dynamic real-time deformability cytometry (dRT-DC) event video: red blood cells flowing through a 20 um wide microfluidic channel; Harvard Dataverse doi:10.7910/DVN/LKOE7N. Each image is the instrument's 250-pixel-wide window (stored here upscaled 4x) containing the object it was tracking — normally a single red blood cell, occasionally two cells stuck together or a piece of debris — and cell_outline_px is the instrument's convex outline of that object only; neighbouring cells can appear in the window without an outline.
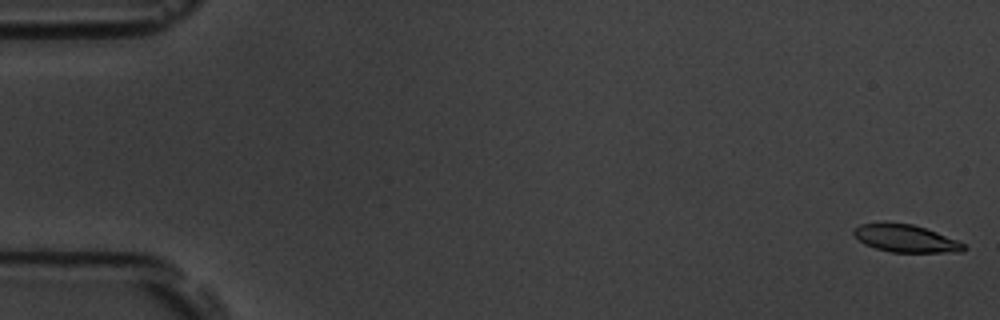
{"species": "common noctule bat (a hibernating species)", "species_latin": "Nyctalus noctula", "temperature_condition": "room temperature", "stored_images_in_passage": 7, "camera_frame_rate_fps": 3000, "um_per_image_px": 0.085, "animal": {"sex": "male", "body_mass_g": 19.5, "forearm_length_mm": 54.6}, "frame": {"image": 1, "passage_image": 1, "time_ms": 0.0, "image_size_px": [1000, 320], "cell_outline_px": [[968, 248], [964, 252], [892, 252], [876, 248], [864, 244], [852, 232], [860, 224], [884, 220], [912, 224], [936, 232], [956, 240], [964, 244]], "centroid_in_image_um": [76.96, 20.24], "position_along_channel_um": 8.0, "area_um2": 17.86}}
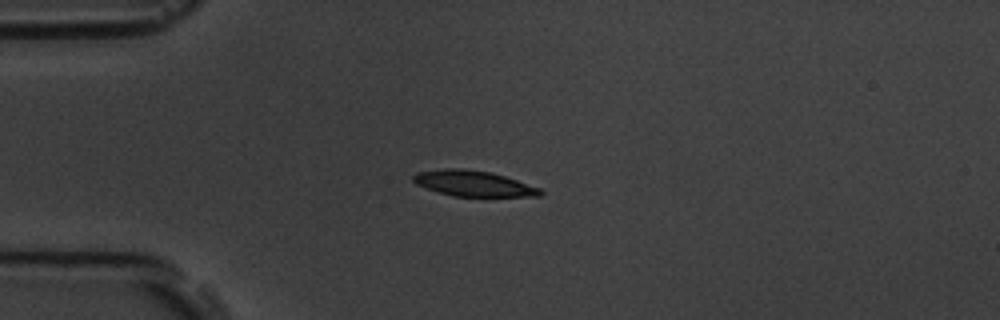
{"frame": {"image": 2, "passage_image": 5, "time_ms": 4.667, "image_size_px": [1000, 320], "cell_outline_px": [[544, 192], [540, 196], [452, 196], [416, 184], [412, 180], [412, 176], [416, 172], [444, 168], [464, 168], [492, 172], [540, 188]], "centroid_in_image_um": [40.22, 15.58], "position_along_channel_um": 44.8, "area_um2": 18.9}}
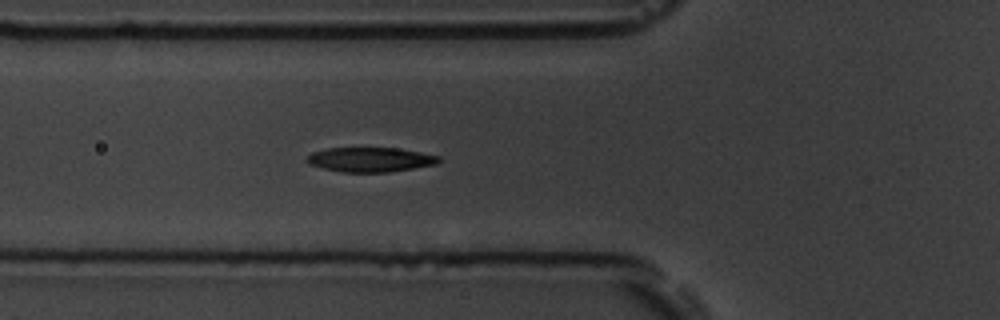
{"frame": {"image": 3, "passage_image": 7, "time_ms": 6.667, "image_size_px": [1000, 320], "cell_outline_px": [[440, 160], [436, 164], [388, 172], [340, 172], [308, 164], [304, 160], [312, 152], [328, 148], [396, 148], [420, 152], [440, 156]], "centroid_in_image_um": [31.44, 13.56], "position_along_channel_um": 94.4, "area_um2": 18.79}}